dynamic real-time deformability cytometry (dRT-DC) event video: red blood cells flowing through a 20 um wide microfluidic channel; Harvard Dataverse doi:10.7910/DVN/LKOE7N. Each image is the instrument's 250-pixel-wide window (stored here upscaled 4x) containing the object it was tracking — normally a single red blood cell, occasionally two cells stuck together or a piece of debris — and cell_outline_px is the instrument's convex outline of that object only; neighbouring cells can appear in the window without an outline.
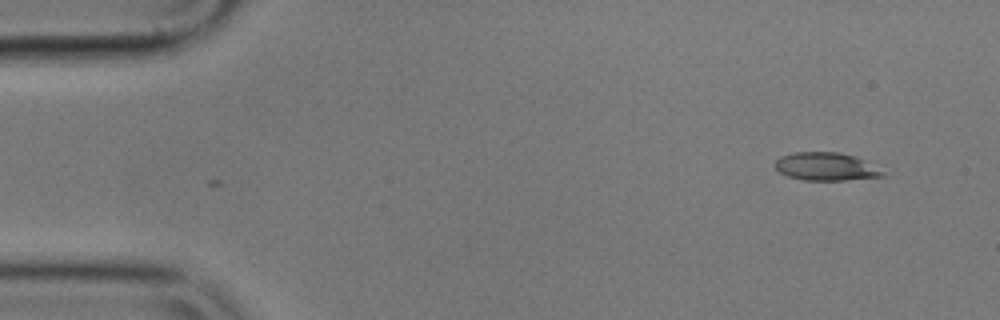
{"species": "common noctule bat (a hibernating species)", "species_latin": "Nyctalus noctula", "temperature_condition": "cold", "stored_images_in_passage": 2, "camera_frame_rate_fps": 3000, "um_per_image_px": 0.085, "animal": {"sex": "male", "body_mass_g": 17.9}, "frame": {"image": 1, "passage_image": 1, "time_ms": 0.0, "image_size_px": [1000, 320], "cell_outline_px": [[884, 176], [844, 180], [804, 180], [788, 176], [780, 172], [776, 168], [776, 160], [780, 156], [796, 152], [840, 152], [856, 156], [864, 160], [884, 172]], "centroid_in_image_um": [70.2, 14.15], "position_along_channel_um": 14.8, "area_um2": 17.4}}